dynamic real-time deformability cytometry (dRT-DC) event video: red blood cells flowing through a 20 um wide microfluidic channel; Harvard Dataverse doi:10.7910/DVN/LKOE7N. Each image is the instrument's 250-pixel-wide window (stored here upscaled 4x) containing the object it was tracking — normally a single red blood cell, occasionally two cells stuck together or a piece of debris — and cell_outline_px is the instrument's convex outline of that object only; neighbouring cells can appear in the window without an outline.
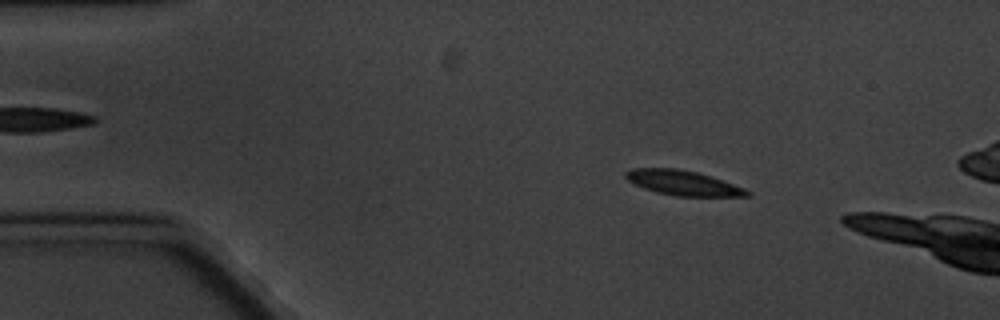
{"species": "common noctule bat (a hibernating species)", "species_latin": "Nyctalus noctula", "temperature_condition": "cold", "stored_images_in_passage": 5, "camera_frame_rate_fps": 3000, "um_per_image_px": 0.085, "animal": {"sex": "male", "body_mass_g": 20.1, "forearm_length_mm": 53.5}, "frame": {"image": 1, "passage_image": 2, "time_ms": 1.333, "image_size_px": [1000, 320], "cell_outline_px": [[752, 196], [676, 196], [656, 192], [644, 188], [628, 180], [624, 176], [624, 172], [632, 168], [676, 168], [696, 172], [712, 176], [744, 188], [752, 192]], "centroid_in_image_um": [58.07, 15.54], "position_along_channel_um": 26.9, "area_um2": 17.57}}